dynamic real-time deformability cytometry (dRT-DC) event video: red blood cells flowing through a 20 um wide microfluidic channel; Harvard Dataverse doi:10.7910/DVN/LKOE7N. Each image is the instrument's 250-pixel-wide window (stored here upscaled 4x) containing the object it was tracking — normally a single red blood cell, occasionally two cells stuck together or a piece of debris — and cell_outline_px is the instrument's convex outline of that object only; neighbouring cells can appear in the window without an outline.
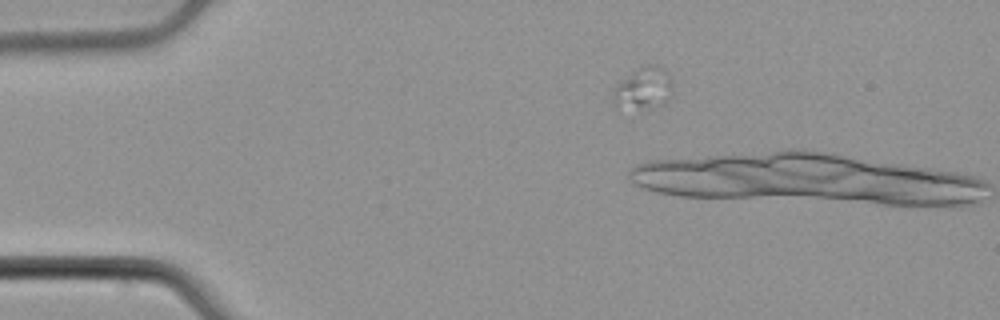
{"species": "common noctule bat (a hibernating species)", "species_latin": "Nyctalus noctula", "temperature_condition": "cold", "stored_images_in_passage": 2, "camera_frame_rate_fps": 3000, "um_per_image_px": 0.085, "animal": {"sex": "male", "body_mass_g": 21.5, "forearm_length_mm": 52.0}, "frame": {"image": 1, "passage_image": 1, "time_ms": 0.0, "image_size_px": [1000, 320], "cell_outline_px": [[672, 84], [648, 104], [616, 104], [616, 84], [640, 68], [648, 64], [652, 64], [664, 68], [672, 80]], "centroid_in_image_um": [54.65, 7.27], "position_along_channel_um": 30.4, "area_um2": 11.5}}